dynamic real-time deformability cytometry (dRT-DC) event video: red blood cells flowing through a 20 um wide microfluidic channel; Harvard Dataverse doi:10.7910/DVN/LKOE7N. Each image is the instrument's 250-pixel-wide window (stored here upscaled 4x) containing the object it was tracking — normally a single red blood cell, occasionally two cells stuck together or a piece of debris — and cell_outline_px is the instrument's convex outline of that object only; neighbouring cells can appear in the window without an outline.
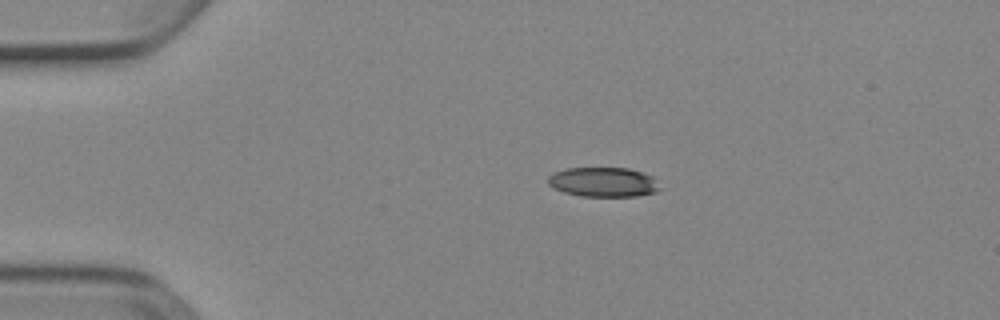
{"species": "Egyptian fruit bat (a non-hibernating species)", "species_latin": "Rousettus aegyptiacus", "temperature_condition": "cold", "stored_images_in_passage": 4, "camera_frame_rate_fps": 3000, "um_per_image_px": 0.085, "animal": {"sex": "female"}, "frame": {"image": 1, "passage_image": 1, "time_ms": 0.0, "image_size_px": [1000, 320], "cell_outline_px": [[664, 188], [656, 192], [636, 196], [580, 196], [564, 192], [552, 188], [548, 184], [548, 176], [552, 172], [564, 168], [628, 168], [652, 176]], "centroid_in_image_um": [51.28, 15.48], "position_along_channel_um": 33.7, "area_um2": 19.54}}
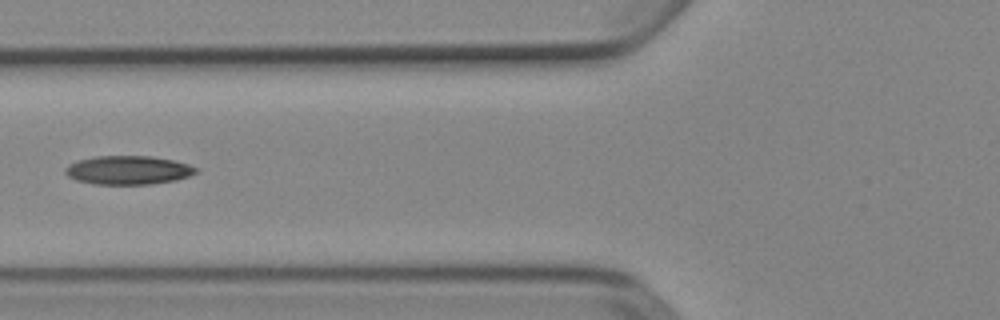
{"frame": {"image": 2, "passage_image": 3, "time_ms": 0.667, "image_size_px": [1000, 320], "cell_outline_px": [[200, 172], [176, 180], [152, 184], [96, 184], [76, 180], [68, 176], [64, 172], [64, 168], [68, 164], [80, 160], [96, 156], [152, 156], [172, 160], [188, 164], [200, 168]], "centroid_in_image_um": [10.93, 14.46], "position_along_channel_um": 114.9, "area_um2": 21.96}}
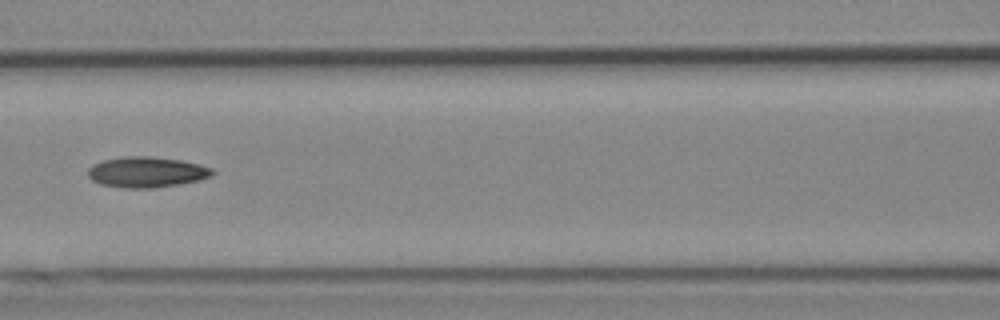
{"frame": {"image": 3, "passage_image": 4, "time_ms": 1.0, "image_size_px": [1000, 320], "cell_outline_px": [[216, 172], [212, 176], [200, 180], [180, 184], [152, 188], [124, 188], [100, 184], [92, 180], [88, 176], [88, 168], [92, 164], [104, 160], [124, 156], [148, 156], [180, 160], [212, 168]], "centroid_in_image_um": [12.45, 14.63], "position_along_channel_um": 154.1, "area_um2": 22.25}}